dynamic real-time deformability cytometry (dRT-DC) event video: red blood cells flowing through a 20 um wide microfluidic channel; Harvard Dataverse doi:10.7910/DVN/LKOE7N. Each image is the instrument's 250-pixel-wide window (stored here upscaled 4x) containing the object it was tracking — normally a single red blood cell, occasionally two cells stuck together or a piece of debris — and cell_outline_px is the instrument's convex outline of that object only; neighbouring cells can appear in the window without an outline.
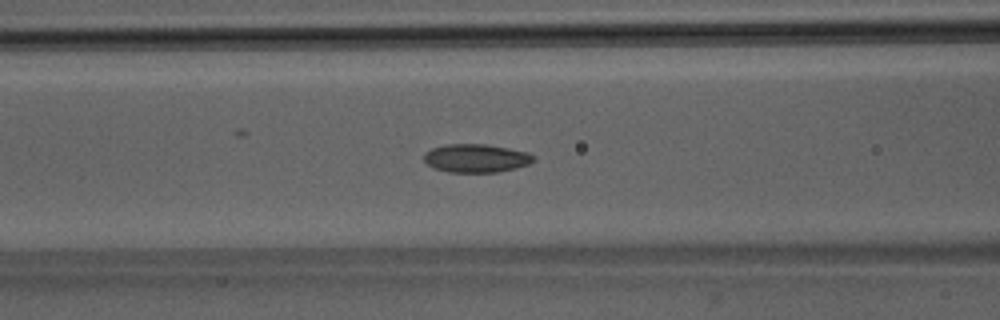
{"species": "Egyptian fruit bat (a non-hibernating species)", "species_latin": "Rousettus aegyptiacus", "temperature_condition": "room temperature", "stored_images_in_passage": 52, "camera_frame_rate_fps": 3000, "um_per_image_px": 0.085, "animal": {"sex": "male"}, "frame": {"image": 1, "passage_image": 22, "time_ms": 7.0, "image_size_px": [1000, 320], "cell_outline_px": [[536, 160], [528, 164], [516, 168], [496, 172], [448, 172], [432, 168], [424, 160], [424, 152], [432, 148], [448, 144], [484, 144], [508, 148], [528, 152], [536, 156]], "centroid_in_image_um": [40.47, 13.45], "position_along_channel_um": 126.1, "area_um2": 18.21}}
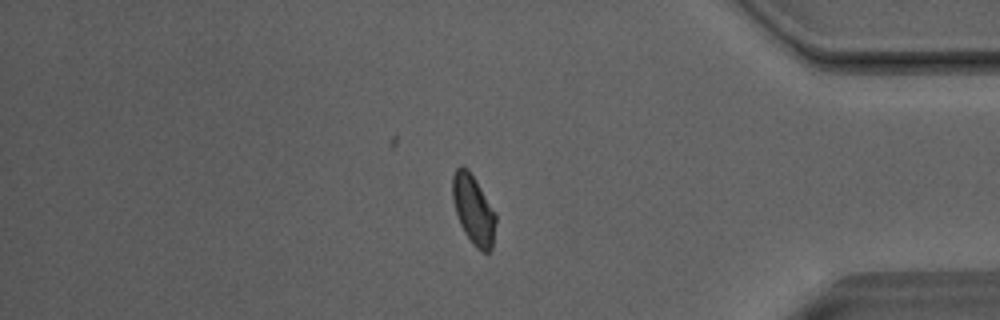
{"frame": {"image": 2, "passage_image": 44, "time_ms": 14.333, "image_size_px": [1000, 320], "cell_outline_px": [[496, 220], [492, 248], [488, 252], [480, 252], [472, 244], [464, 232], [460, 224], [456, 212], [452, 196], [452, 176], [456, 168], [460, 164], [468, 168], [496, 212]], "centroid_in_image_um": [40.24, 17.82], "position_along_channel_um": 395.0, "area_um2": 17.63}}
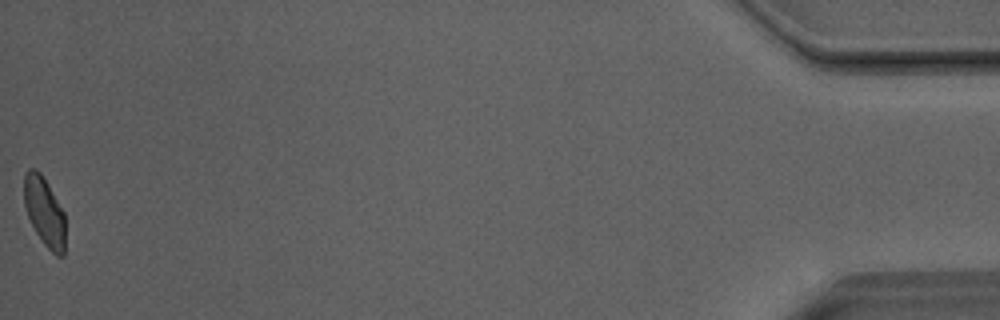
{"frame": {"image": 3, "passage_image": 52, "time_ms": 17.0, "image_size_px": [1000, 320], "cell_outline_px": [[64, 256], [56, 256], [44, 244], [36, 232], [28, 216], [24, 204], [24, 172], [28, 168], [32, 168], [40, 172], [64, 212]], "centroid_in_image_um": [3.76, 17.98], "position_along_channel_um": 431.4, "area_um2": 16.36}, "authors_computed_cell_mechanics": {"area_um2": 17.8024, "velocity_mm_per_s": 4.0412, "shape_relaxation_time_tau1_ms": null, "shape_relaxation_time_tau2_ms": 1.9191, "deformation_change_tau1": null, "deformation_change_tau2": 0.0621}}